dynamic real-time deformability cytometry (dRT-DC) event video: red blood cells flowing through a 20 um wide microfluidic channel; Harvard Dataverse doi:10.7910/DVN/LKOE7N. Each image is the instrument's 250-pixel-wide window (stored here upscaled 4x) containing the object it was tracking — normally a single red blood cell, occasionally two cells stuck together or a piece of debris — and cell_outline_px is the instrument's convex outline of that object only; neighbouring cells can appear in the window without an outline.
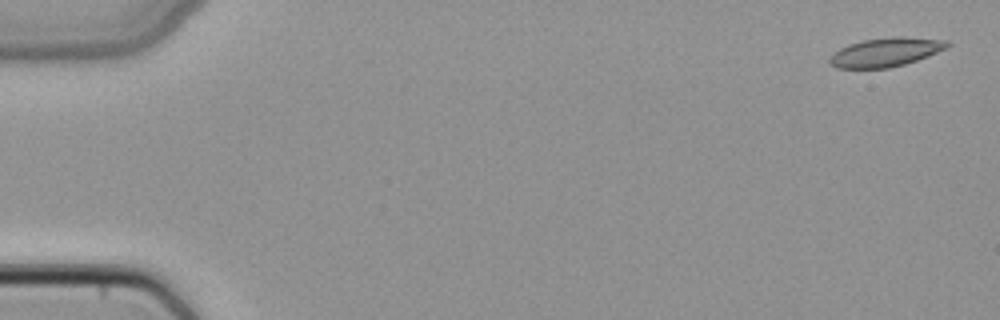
{"species": "common noctule bat (a hibernating species)", "species_latin": "Nyctalus noctula", "temperature_condition": "cold", "stored_images_in_passage": 4, "camera_frame_rate_fps": 3000, "um_per_image_px": 0.085, "animal": {"sex": "female", "body_mass_g": 22.7, "forearm_length_mm": 54.2}, "frame": {"image": 1, "passage_image": 1, "time_ms": 0.0, "image_size_px": [1000, 320], "cell_outline_px": [[952, 44], [948, 48], [928, 56], [904, 64], [888, 68], [836, 68], [828, 64], [828, 60], [840, 48], [848, 44], [864, 40], [896, 36], [900, 36], [948, 40]], "centroid_in_image_um": [75.31, 4.43], "position_along_channel_um": 9.7, "area_um2": 19.83}}
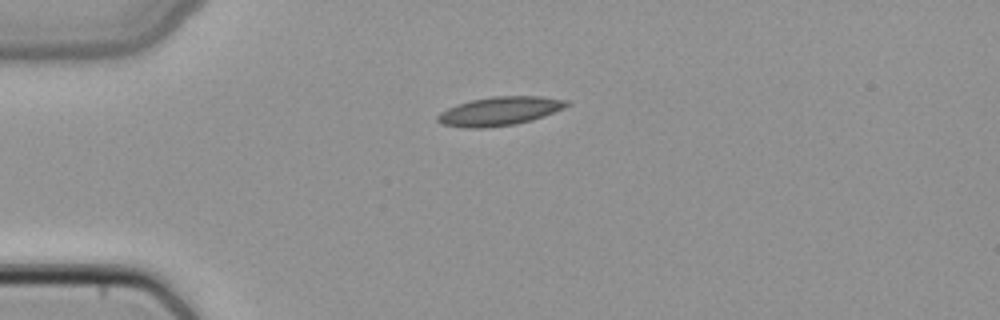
{"frame": {"image": 2, "passage_image": 4, "time_ms": 1.0, "image_size_px": [1000, 320], "cell_outline_px": [[572, 104], [564, 108], [544, 116], [532, 120], [516, 124], [488, 128], [464, 128], [440, 124], [436, 120], [436, 116], [440, 112], [456, 104], [472, 100], [492, 96], [540, 96], [568, 100]], "centroid_in_image_um": [42.46, 9.45], "position_along_channel_um": 42.5, "area_um2": 21.91}}